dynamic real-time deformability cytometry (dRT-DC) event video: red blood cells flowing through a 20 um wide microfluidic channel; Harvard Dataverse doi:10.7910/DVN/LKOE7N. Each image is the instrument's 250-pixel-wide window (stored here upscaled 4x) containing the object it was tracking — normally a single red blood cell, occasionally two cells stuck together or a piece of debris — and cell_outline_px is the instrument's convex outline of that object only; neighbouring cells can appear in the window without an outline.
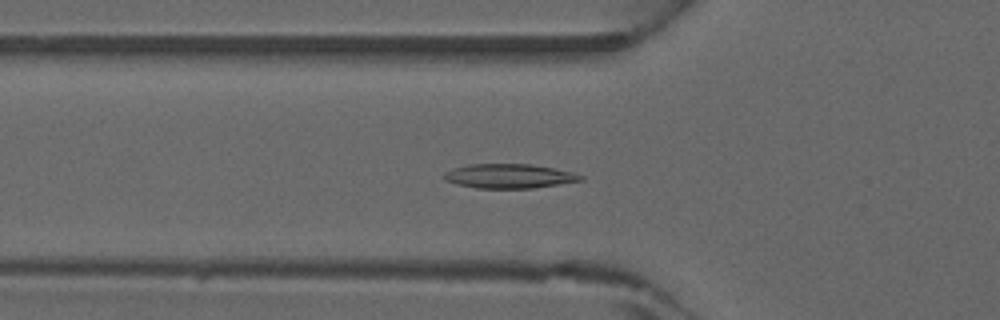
{"species": "common noctule bat (a hibernating species)", "species_latin": "Nyctalus noctula", "temperature_condition": "warm", "stored_images_in_passage": 45, "camera_frame_rate_fps": 3000, "um_per_image_px": 0.085, "animal": {"sex": "male", "forearm_length_mm": 52.5}, "frame": {"image": 1, "passage_image": 16, "time_ms": 5.0, "image_size_px": [1000, 320], "cell_outline_px": [[584, 180], [532, 188], [476, 188], [456, 184], [444, 180], [444, 172], [452, 168], [468, 164], [532, 164], [572, 172], [584, 176]], "centroid_in_image_um": [43.24, 14.96], "position_along_channel_um": 82.6, "area_um2": 19.36}}
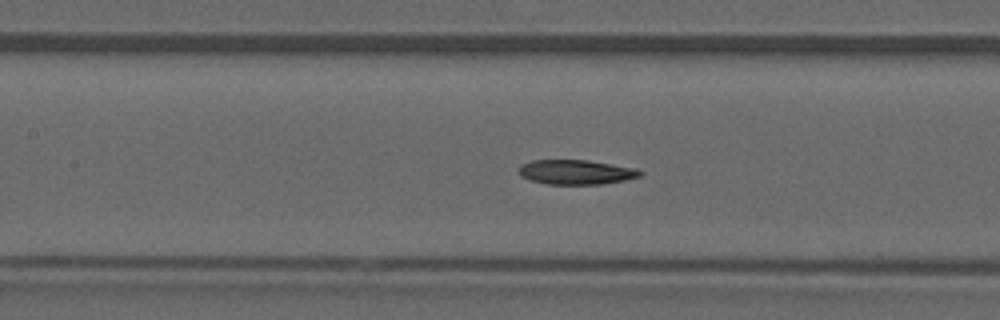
{"frame": {"image": 2, "passage_image": 21, "time_ms": 6.667, "image_size_px": [1000, 320], "cell_outline_px": [[644, 172], [640, 176], [624, 180], [604, 184], [544, 184], [528, 180], [520, 176], [520, 164], [532, 160], [588, 160], [636, 168]], "centroid_in_image_um": [48.95, 14.63], "position_along_channel_um": 158.5, "area_um2": 17.51}}
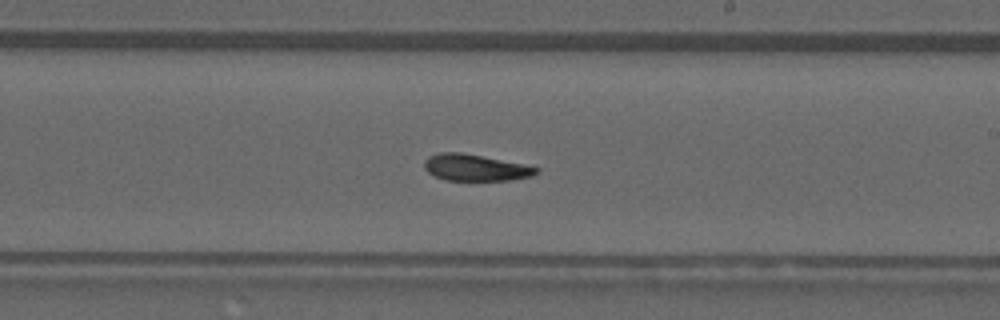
{"frame": {"image": 3, "passage_image": 27, "time_ms": 8.667, "image_size_px": [1000, 320], "cell_outline_px": [[540, 172], [532, 176], [512, 180], [444, 180], [428, 172], [424, 168], [424, 160], [428, 156], [440, 152], [460, 152], [524, 164], [540, 168]], "centroid_in_image_um": [40.42, 14.25], "position_along_channel_um": 248.6, "area_um2": 17.34}}